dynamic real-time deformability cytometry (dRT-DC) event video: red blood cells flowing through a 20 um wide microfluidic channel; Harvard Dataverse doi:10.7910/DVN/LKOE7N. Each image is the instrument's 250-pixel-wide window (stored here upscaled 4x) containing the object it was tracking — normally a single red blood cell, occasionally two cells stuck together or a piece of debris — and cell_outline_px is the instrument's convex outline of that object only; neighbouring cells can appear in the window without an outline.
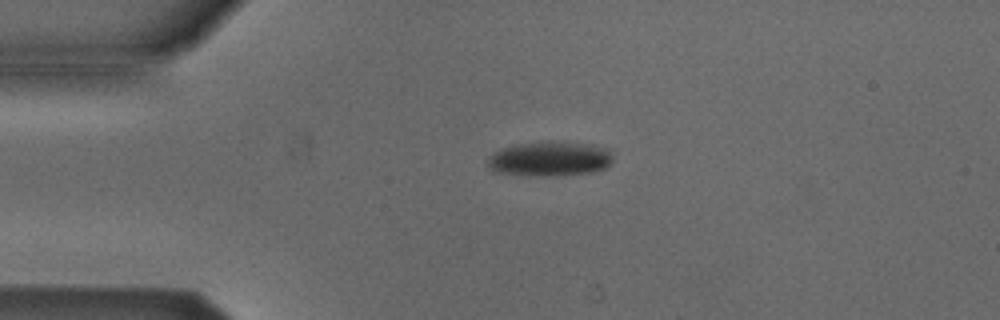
{"species": "Egyptian fruit bat (a non-hibernating species)", "species_latin": "Rousettus aegyptiacus", "temperature_condition": "cold", "stored_images_in_passage": 4, "camera_frame_rate_fps": 3000, "um_per_image_px": 0.085, "animal": {"sex": "male"}, "frame": {"image": 1, "passage_image": 2, "time_ms": 0.333, "image_size_px": [1000, 320], "cell_outline_px": [[612, 160], [604, 168], [592, 172], [556, 176], [528, 176], [496, 172], [488, 168], [488, 156], [504, 148], [516, 144], [540, 140], [592, 144], [604, 148], [612, 156]], "centroid_in_image_um": [46.69, 13.5], "position_along_channel_um": 38.3, "area_um2": 25.49}}
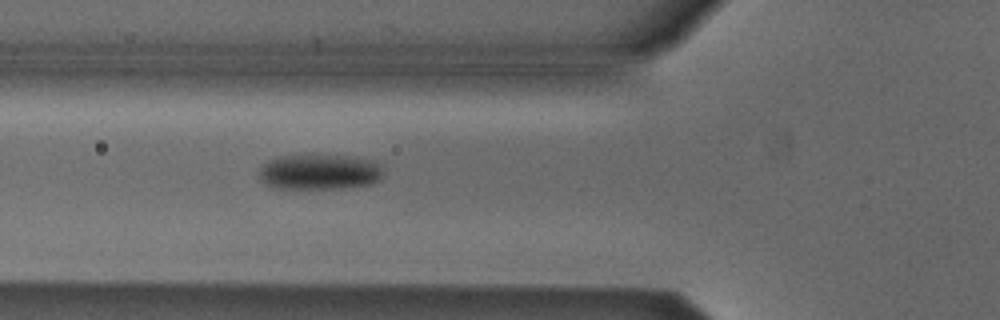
{"frame": {"image": 2, "passage_image": 4, "time_ms": 1.0, "image_size_px": [1000, 320], "cell_outline_px": [[384, 172], [380, 180], [372, 184], [340, 188], [272, 188], [260, 180], [260, 168], [268, 160], [280, 156], [352, 156], [372, 160], [384, 164]], "centroid_in_image_um": [27.22, 14.62], "position_along_channel_um": 98.6, "area_um2": 25.72}}